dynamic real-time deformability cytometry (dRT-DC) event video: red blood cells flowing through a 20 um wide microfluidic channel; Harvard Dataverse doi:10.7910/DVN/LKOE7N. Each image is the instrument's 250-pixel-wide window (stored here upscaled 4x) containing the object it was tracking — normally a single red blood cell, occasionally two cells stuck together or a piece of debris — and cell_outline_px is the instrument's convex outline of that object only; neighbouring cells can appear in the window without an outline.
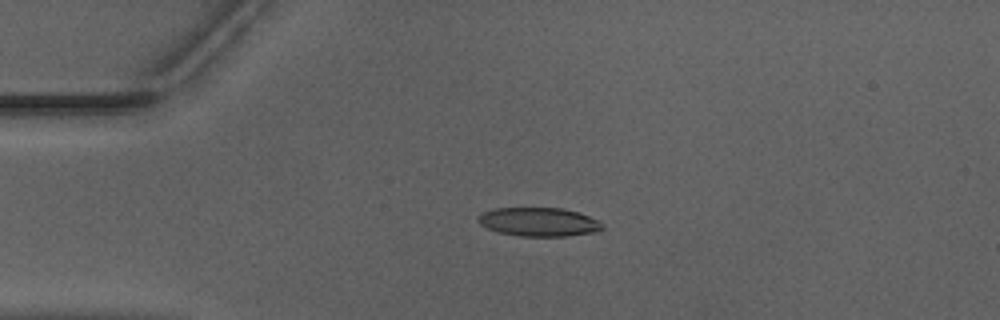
{"species": "Egyptian fruit bat (a non-hibernating species)", "species_latin": "Rousettus aegyptiacus", "temperature_condition": "warm", "stored_images_in_passage": 51, "camera_frame_rate_fps": 3000, "um_per_image_px": 0.085, "animal": {"sex": "male"}, "frame": {"image": 1, "passage_image": 12, "time_ms": 3.667, "image_size_px": [1000, 320], "cell_outline_px": [[604, 228], [600, 232], [568, 236], [520, 236], [500, 232], [488, 228], [480, 224], [476, 220], [476, 216], [492, 208], [560, 208], [576, 212], [600, 220]], "centroid_in_image_um": [45.82, 18.87], "position_along_channel_um": 39.2, "area_um2": 20.92}}
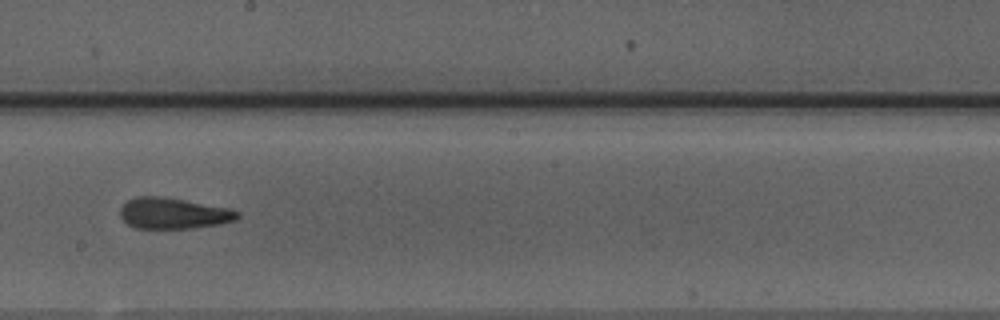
{"frame": {"image": 2, "passage_image": 29, "time_ms": 9.333, "image_size_px": [1000, 320], "cell_outline_px": [[240, 216], [236, 220], [220, 224], [192, 228], [136, 228], [128, 224], [120, 216], [120, 208], [128, 200], [136, 196], [156, 196], [184, 200], [228, 208], [240, 212]], "centroid_in_image_um": [14.74, 18.13], "position_along_channel_um": 233.5, "area_um2": 21.04}}
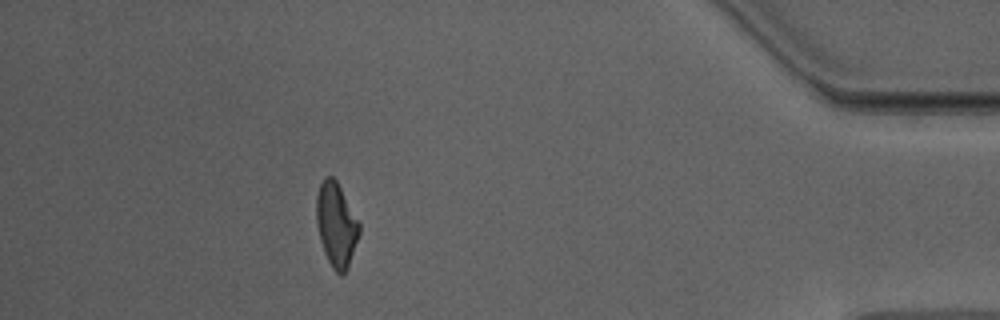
{"frame": {"image": 3, "passage_image": 46, "time_ms": 15.0, "image_size_px": [1000, 320], "cell_outline_px": [[360, 232], [344, 276], [340, 276], [332, 268], [324, 252], [320, 240], [316, 224], [316, 196], [320, 184], [324, 176], [332, 176], [336, 180], [360, 224]], "centroid_in_image_um": [28.56, 19.1], "position_along_channel_um": 406.6, "area_um2": 20.87}, "authors_computed_cell_mechanics": {"area_um2": 20.9814, "velocity_mm_per_s": 3.9732, "shape_relaxation_time_tau1_ms": null, "shape_relaxation_time_tau2_ms": 2.7946, "deformation_change_tau1": null, "deformation_change_tau2": 0.1162}}